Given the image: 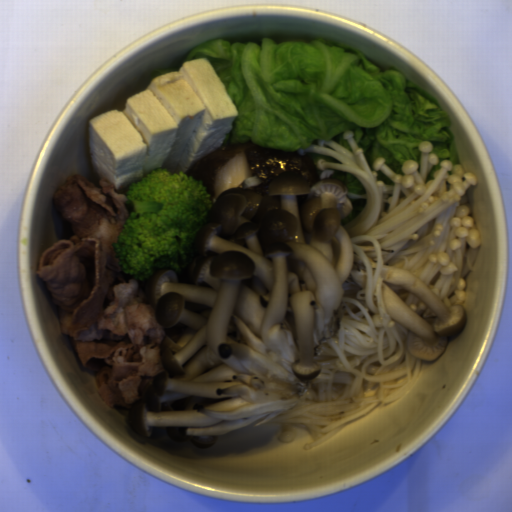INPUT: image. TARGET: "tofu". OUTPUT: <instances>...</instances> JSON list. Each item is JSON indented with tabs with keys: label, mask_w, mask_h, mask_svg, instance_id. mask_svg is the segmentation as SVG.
I'll return each mask as SVG.
<instances>
[{
	"label": "tofu",
	"mask_w": 512,
	"mask_h": 512,
	"mask_svg": "<svg viewBox=\"0 0 512 512\" xmlns=\"http://www.w3.org/2000/svg\"><path fill=\"white\" fill-rule=\"evenodd\" d=\"M238 111L208 60H186L151 79L120 110L88 120L93 175L114 189L155 169L186 172L220 148Z\"/></svg>",
	"instance_id": "5b9d583a"
}]
</instances>
